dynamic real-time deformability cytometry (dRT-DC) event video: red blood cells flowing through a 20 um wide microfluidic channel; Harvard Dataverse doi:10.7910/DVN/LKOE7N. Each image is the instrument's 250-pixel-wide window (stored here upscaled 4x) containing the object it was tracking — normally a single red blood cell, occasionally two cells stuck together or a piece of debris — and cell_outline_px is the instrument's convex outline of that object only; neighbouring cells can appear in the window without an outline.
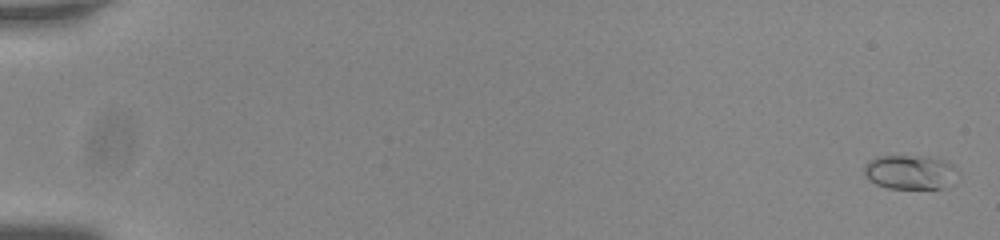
{"species": "common noctule bat (a hibernating species)", "species_latin": "Nyctalus noctula", "temperature_condition": "room temperature", "stored_images_in_passage": 57, "camera_frame_rate_fps": 3000, "um_per_image_px": 0.085, "animal": {"sex": "male", "body_mass_g": 20.0, "forearm_length_mm": 53.3}, "frame": {"image": 1, "passage_image": 2, "time_ms": 0.333, "image_size_px": [1000, 240], "cell_outline_px": [[952, 168], [944, 188], [888, 188], [876, 184], [868, 180], [864, 176], [864, 164], [868, 160], [876, 156], [928, 156], [948, 160], [952, 164]], "centroid_in_image_um": [77.18, 14.6], "position_along_channel_um": 7.8, "area_um2": 18.21}}
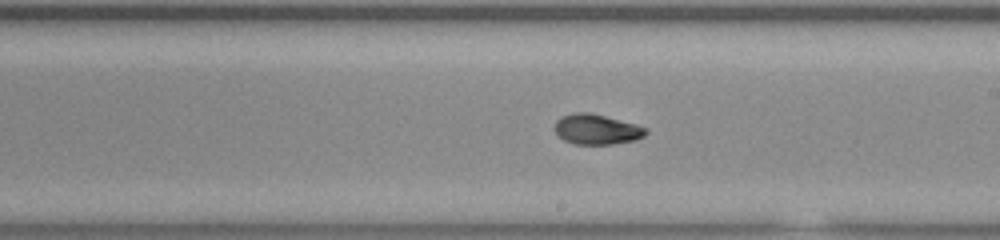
{"frame": {"image": 2, "passage_image": 35, "time_ms": 11.333, "image_size_px": [1000, 240], "cell_outline_px": [[648, 132], [644, 136], [636, 140], [612, 144], [576, 144], [564, 140], [552, 128], [556, 120], [560, 116], [572, 112], [588, 112], [636, 124], [648, 128]], "centroid_in_image_um": [50.7, 10.98], "position_along_channel_um": 238.3, "area_um2": 16.18}}
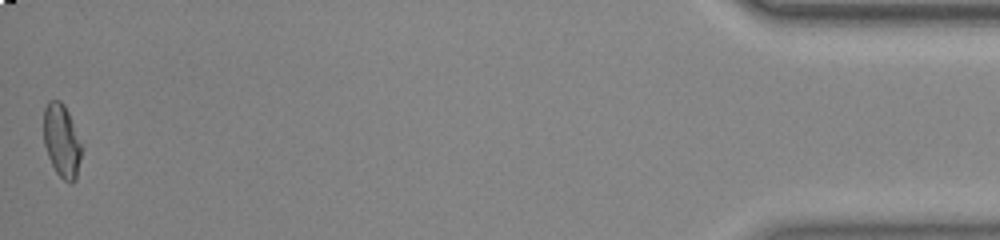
{"frame": {"image": 3, "passage_image": 57, "time_ms": 18.667, "image_size_px": [1000, 240], "cell_outline_px": [[80, 160], [76, 180], [72, 184], [68, 184], [56, 172], [48, 156], [44, 144], [44, 108], [48, 100], [60, 100], [64, 104], [68, 112], [80, 144]], "centroid_in_image_um": [5.22, 11.98], "position_along_channel_um": 430.0, "area_um2": 15.9}, "authors_computed_cell_mechanics": {"area_um2": 15.7794, "velocity_mm_per_s": 3.7512, "shape_relaxation_time_tau1_ms": 4.6937, "shape_relaxation_time_tau2_ms": 2.27, "deformation_change_tau1": 0.1509, "deformation_change_tau2": 0.0675}}